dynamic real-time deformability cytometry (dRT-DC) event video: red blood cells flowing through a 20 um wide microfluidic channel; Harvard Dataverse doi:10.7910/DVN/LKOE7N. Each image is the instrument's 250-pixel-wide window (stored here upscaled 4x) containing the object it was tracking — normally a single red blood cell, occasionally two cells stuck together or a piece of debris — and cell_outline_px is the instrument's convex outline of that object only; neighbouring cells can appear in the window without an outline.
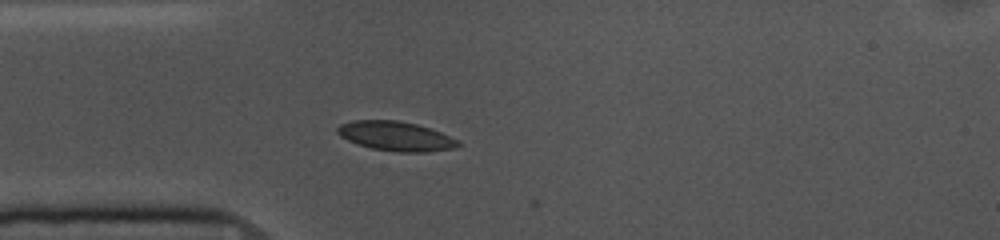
{"species": "common noctule bat (a hibernating species)", "species_latin": "Nyctalus noctula", "temperature_condition": "cold", "stored_images_in_passage": 2, "camera_frame_rate_fps": 3000, "um_per_image_px": 0.085, "animal": {"sex": "female", "body_mass_g": 10.0, "forearm_length_mm": 53.1}, "frame": {"image": 1, "passage_image": 1, "time_ms": 0.0, "image_size_px": [1000, 240], "cell_outline_px": [[460, 144], [456, 148], [424, 152], [396, 152], [372, 148], [348, 140], [340, 136], [336, 132], [336, 128], [340, 124], [352, 120], [396, 120], [416, 124], [432, 128], [460, 140]], "centroid_in_image_um": [33.67, 11.56], "position_along_channel_um": 51.3, "area_um2": 20.81}}